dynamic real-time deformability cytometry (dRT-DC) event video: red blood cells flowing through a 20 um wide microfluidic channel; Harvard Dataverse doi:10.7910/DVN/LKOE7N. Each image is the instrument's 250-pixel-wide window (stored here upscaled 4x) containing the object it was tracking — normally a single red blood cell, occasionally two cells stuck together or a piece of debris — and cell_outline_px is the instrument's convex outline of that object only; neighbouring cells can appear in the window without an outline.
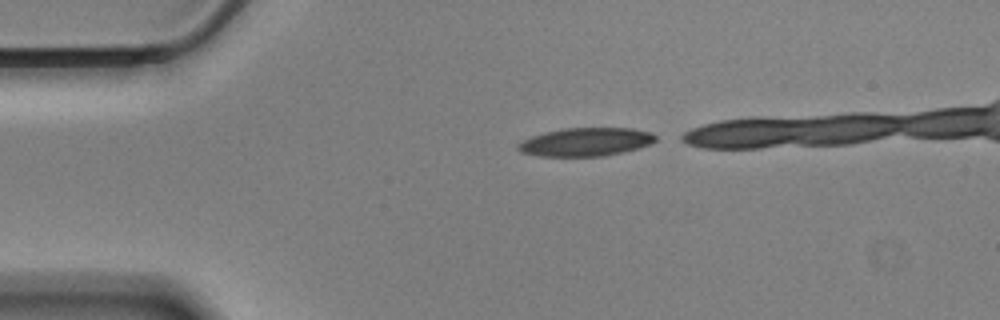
{"species": "Egyptian fruit bat (a non-hibernating species)", "species_latin": "Rousettus aegyptiacus", "temperature_condition": "cold", "stored_images_in_passage": 14, "camera_frame_rate_fps": 3000, "um_per_image_px": 0.085, "animal": {"sex": "male"}, "frame": {"image": 1, "passage_image": 1, "time_ms": 0.0, "image_size_px": [1000, 320], "cell_outline_px": [[656, 140], [648, 144], [624, 152], [604, 156], [540, 156], [520, 152], [516, 148], [516, 144], [532, 136], [564, 128], [632, 128], [652, 132], [656, 136]], "centroid_in_image_um": [49.78, 12.06], "position_along_channel_um": 35.2, "area_um2": 22.6}}
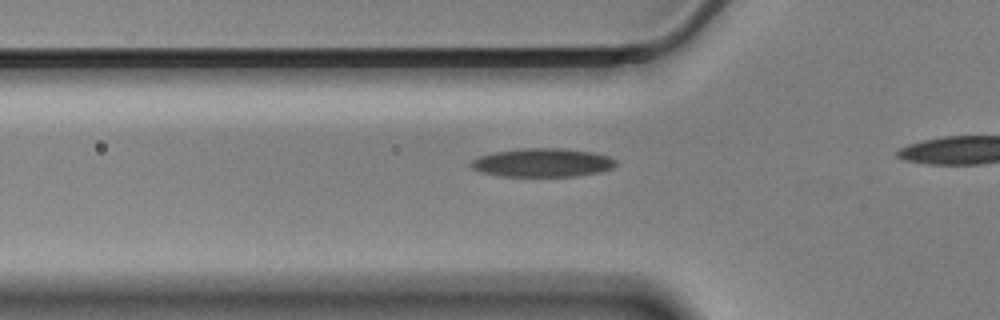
{"frame": {"image": 2, "passage_image": 8, "time_ms": 2.333, "image_size_px": [1000, 320], "cell_outline_px": [[616, 164], [612, 168], [600, 172], [576, 176], [500, 176], [480, 172], [472, 168], [468, 164], [472, 160], [480, 156], [496, 152], [524, 148], [560, 148], [592, 152], [608, 156], [616, 160]], "centroid_in_image_um": [46.1, 13.83], "position_along_channel_um": 79.7, "area_um2": 24.04}}
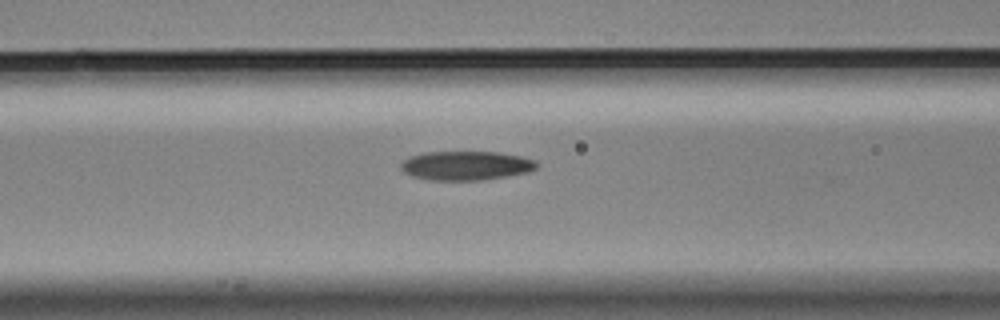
{"frame": {"image": 3, "passage_image": 12, "time_ms": 3.667, "image_size_px": [1000, 320], "cell_outline_px": [[536, 168], [528, 172], [508, 176], [484, 180], [432, 180], [412, 176], [404, 172], [400, 168], [400, 164], [404, 160], [412, 156], [424, 152], [496, 152], [520, 156], [536, 160]], "centroid_in_image_um": [39.61, 14.08], "position_along_channel_um": 127.0, "area_um2": 22.95}}